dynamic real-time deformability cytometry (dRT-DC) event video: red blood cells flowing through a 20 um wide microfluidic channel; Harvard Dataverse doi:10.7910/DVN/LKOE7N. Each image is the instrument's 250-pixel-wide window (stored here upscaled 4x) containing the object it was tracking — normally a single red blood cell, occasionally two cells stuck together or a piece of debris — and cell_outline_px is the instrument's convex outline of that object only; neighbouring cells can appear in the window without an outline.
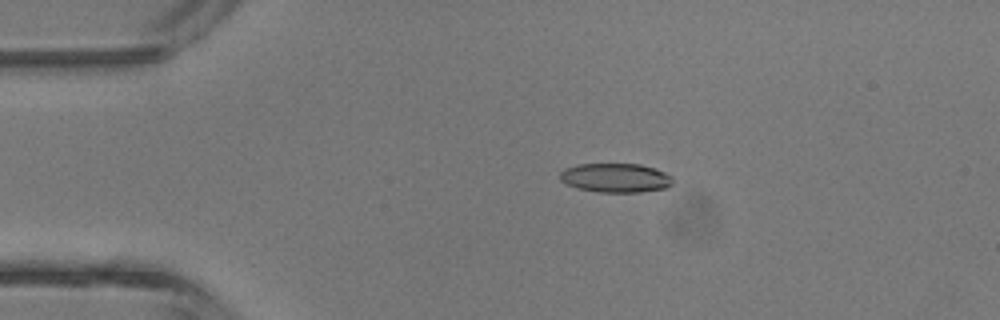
{"species": "common noctule bat (a hibernating species)", "species_latin": "Nyctalus noctula", "temperature_condition": "room temperature", "stored_images_in_passage": 4, "camera_frame_rate_fps": 3000, "um_per_image_px": 0.085, "animal": {"sex": "male", "body_mass_g": 13.3}, "frame": {"image": 1, "passage_image": 3, "time_ms": 2.0, "image_size_px": [1000, 320], "cell_outline_px": [[672, 184], [668, 188], [640, 192], [596, 192], [576, 188], [560, 180], [560, 172], [564, 168], [576, 164], [640, 164], [656, 168], [672, 176]], "centroid_in_image_um": [52.33, 15.11], "position_along_channel_um": 32.7, "area_um2": 19.36}}